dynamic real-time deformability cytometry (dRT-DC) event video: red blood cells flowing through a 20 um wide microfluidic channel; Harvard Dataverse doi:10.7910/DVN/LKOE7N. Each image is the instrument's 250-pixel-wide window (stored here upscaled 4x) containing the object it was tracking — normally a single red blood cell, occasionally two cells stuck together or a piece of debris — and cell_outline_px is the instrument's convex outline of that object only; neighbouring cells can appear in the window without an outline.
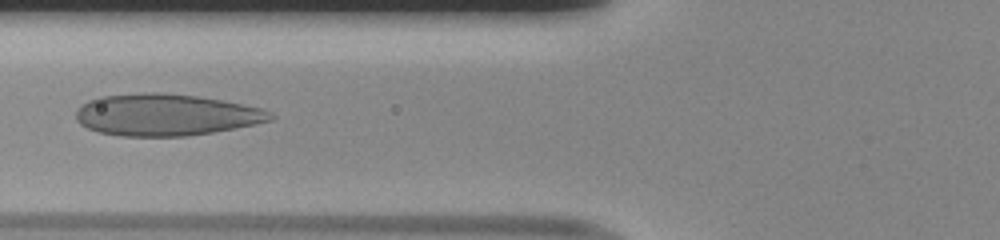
{"species": "human", "species_latin": "Homo sapiens", "temperature_condition": "room temperature", "stored_images_in_passage": 47, "camera_frame_rate_fps": 3000, "um_per_image_px": 0.085, "donor": {"sex": "male"}, "frame": {"image": 1, "passage_image": 17, "time_ms": 5.333, "image_size_px": [1000, 240], "cell_outline_px": [[276, 116], [272, 120], [212, 132], [184, 136], [120, 136], [100, 132], [88, 128], [80, 124], [76, 120], [76, 112], [88, 100], [100, 96], [148, 92], [160, 92], [196, 96], [220, 100], [260, 108], [272, 112]], "centroid_in_image_um": [14.07, 9.76], "position_along_channel_um": 111.7, "area_um2": 46.88}}
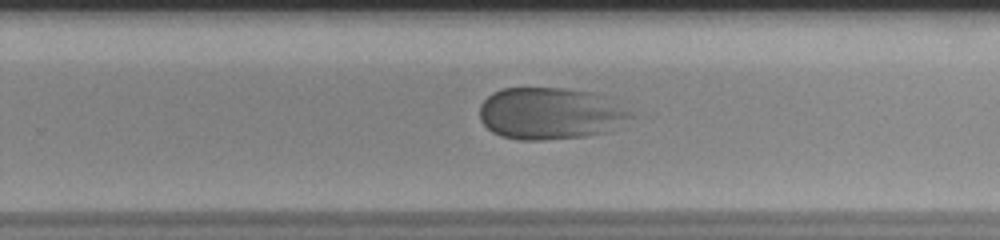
{"frame": {"image": 2, "passage_image": 30, "time_ms": 9.667, "image_size_px": [1000, 240], "cell_outline_px": [[636, 116], [604, 132], [588, 136], [540, 140], [520, 140], [500, 136], [492, 132], [480, 120], [480, 104], [492, 92], [504, 88], [564, 88], [592, 92], [604, 96]], "centroid_in_image_um": [46.72, 9.65], "position_along_channel_um": 283.1, "area_um2": 45.55}}
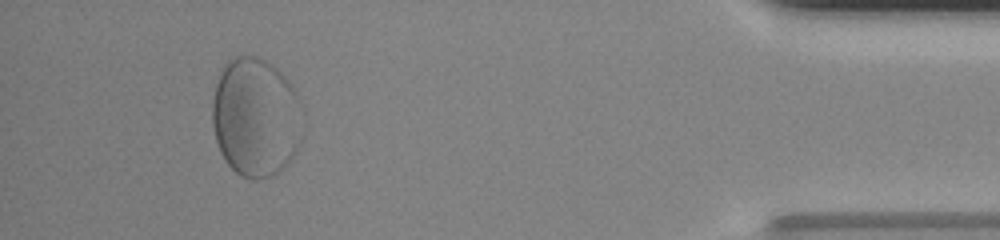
{"frame": {"image": 3, "passage_image": 44, "time_ms": 14.333, "image_size_px": [1000, 240], "cell_outline_px": [[300, 144], [296, 152], [288, 164], [276, 172], [268, 176], [256, 180], [252, 180], [240, 176], [224, 160], [220, 152], [216, 140], [212, 124], [212, 100], [216, 84], [220, 72], [224, 64], [228, 60], [236, 56], [252, 56], [264, 60], [276, 68], [292, 84], [296, 92], [300, 136]], "centroid_in_image_um": [21.68, 9.98], "position_along_channel_um": 413.5, "area_um2": 62.37}}